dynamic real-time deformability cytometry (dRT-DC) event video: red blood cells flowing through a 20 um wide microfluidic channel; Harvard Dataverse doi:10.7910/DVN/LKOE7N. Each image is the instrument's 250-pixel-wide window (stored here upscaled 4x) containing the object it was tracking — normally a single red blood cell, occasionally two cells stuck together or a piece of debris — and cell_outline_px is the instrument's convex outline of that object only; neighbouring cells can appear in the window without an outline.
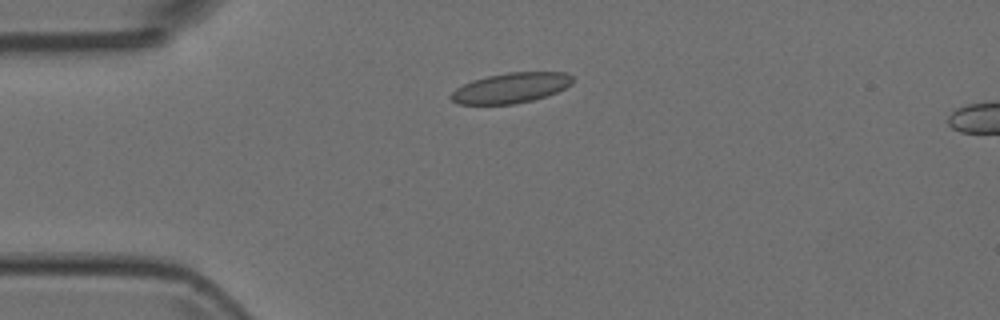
{"species": "Egyptian fruit bat (a non-hibernating species)", "species_latin": "Rousettus aegyptiacus", "temperature_condition": "room temperature", "stored_images_in_passage": 4, "camera_frame_rate_fps": 3000, "um_per_image_px": 0.085, "animal": {"sex": "female"}, "frame": {"image": 1, "passage_image": 2, "time_ms": 0.333, "image_size_px": [1000, 320], "cell_outline_px": [[572, 84], [556, 92], [532, 100], [512, 104], [456, 104], [448, 96], [456, 88], [472, 80], [488, 76], [508, 72], [564, 72], [572, 76]], "centroid_in_image_um": [43.39, 7.47], "position_along_channel_um": 41.6, "area_um2": 21.27}}